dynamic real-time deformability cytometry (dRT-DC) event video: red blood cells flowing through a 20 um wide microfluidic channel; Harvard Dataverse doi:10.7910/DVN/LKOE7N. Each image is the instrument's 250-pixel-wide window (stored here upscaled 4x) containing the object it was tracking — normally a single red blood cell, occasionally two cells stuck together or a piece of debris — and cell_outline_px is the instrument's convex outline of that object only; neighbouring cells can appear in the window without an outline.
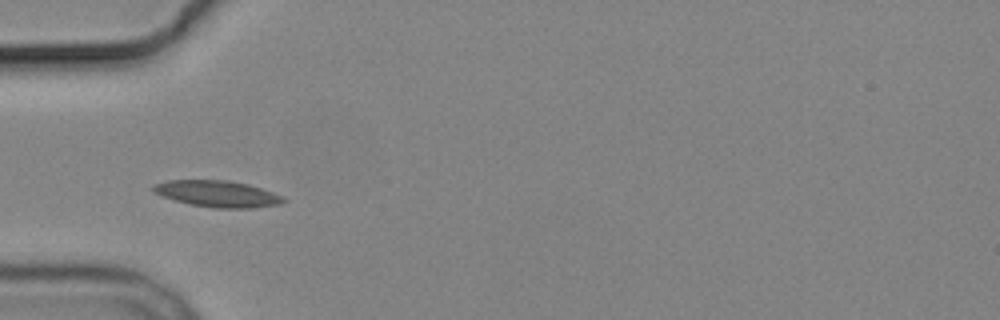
{"species": "common noctule bat (a hibernating species)", "species_latin": "Nyctalus noctula", "temperature_condition": "cold", "stored_images_in_passage": 7, "camera_frame_rate_fps": 3000, "um_per_image_px": 0.085, "animal": {"sex": "male", "body_mass_g": 19.2, "forearm_length_mm": 51.8}, "frame": {"image": 1, "passage_image": 4, "time_ms": 3.667, "image_size_px": [1000, 320], "cell_outline_px": [[288, 200], [280, 204], [252, 208], [216, 208], [192, 204], [176, 200], [152, 192], [152, 184], [168, 180], [224, 180], [248, 184], [284, 196]], "centroid_in_image_um": [18.5, 16.47], "position_along_channel_um": 66.5, "area_um2": 19.94}}
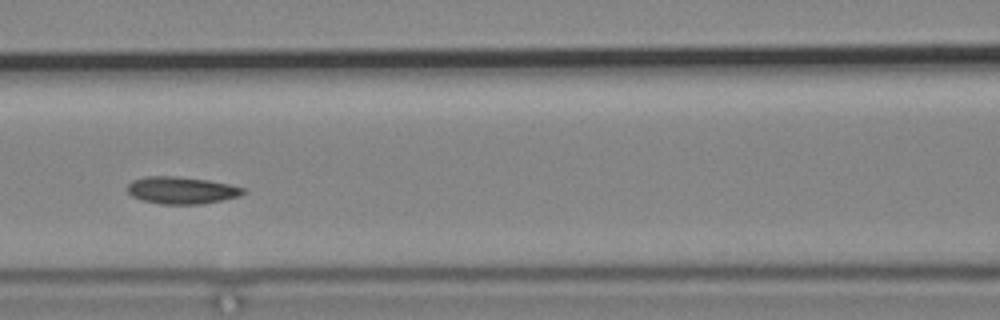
{"frame": {"image": 2, "passage_image": 6, "time_ms": 6.0, "image_size_px": [1000, 320], "cell_outline_px": [[244, 192], [240, 196], [200, 204], [160, 204], [140, 200], [132, 196], [128, 192], [128, 184], [132, 180], [144, 176], [176, 176], [208, 180], [228, 184], [244, 188]], "centroid_in_image_um": [15.38, 16.17], "position_along_channel_um": 151.2, "area_um2": 18.26}}
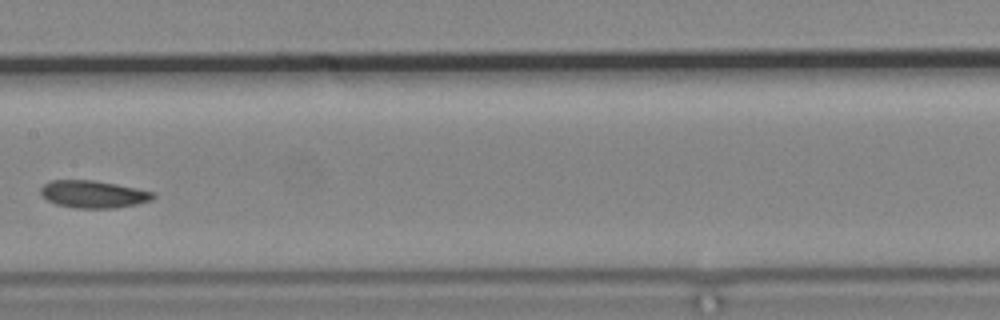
{"frame": {"image": 3, "passage_image": 7, "time_ms": 7.333, "image_size_px": [1000, 320], "cell_outline_px": [[156, 196], [152, 200], [136, 204], [112, 208], [76, 208], [56, 204], [48, 200], [40, 192], [40, 188], [44, 184], [52, 180], [92, 180], [116, 184], [156, 192]], "centroid_in_image_um": [7.96, 16.5], "position_along_channel_um": 199.4, "area_um2": 17.86}}